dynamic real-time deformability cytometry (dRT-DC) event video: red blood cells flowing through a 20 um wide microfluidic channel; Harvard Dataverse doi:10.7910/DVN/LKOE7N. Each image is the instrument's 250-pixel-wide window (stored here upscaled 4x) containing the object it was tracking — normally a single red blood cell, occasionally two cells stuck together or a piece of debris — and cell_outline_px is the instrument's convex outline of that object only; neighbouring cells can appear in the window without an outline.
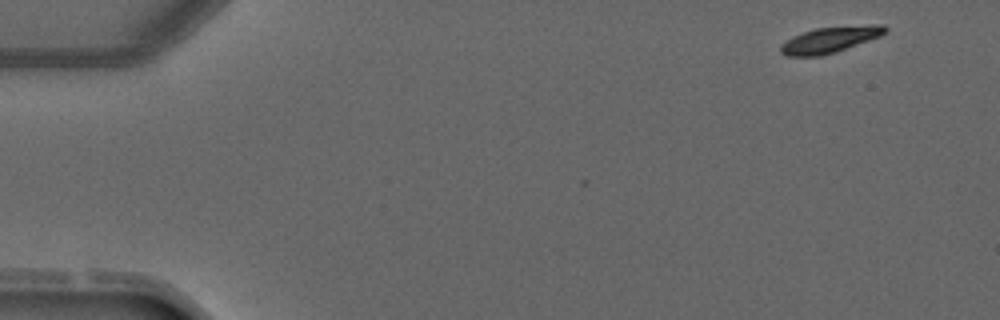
{"species": "common noctule bat (a hibernating species)", "species_latin": "Nyctalus noctula", "temperature_condition": "warm", "stored_images_in_passage": 5, "camera_frame_rate_fps": 3000, "um_per_image_px": 0.085, "animal": {"sex": "male", "forearm_length_mm": 52.5}, "frame": {"image": 1, "passage_image": 1, "time_ms": 0.0, "image_size_px": [1000, 320], "cell_outline_px": [[888, 32], [880, 36], [836, 52], [820, 56], [788, 56], [780, 52], [780, 44], [792, 36], [816, 28], [872, 24], [884, 24], [888, 28]], "centroid_in_image_um": [70.57, 3.37], "position_along_channel_um": 14.4, "area_um2": 15.9}}
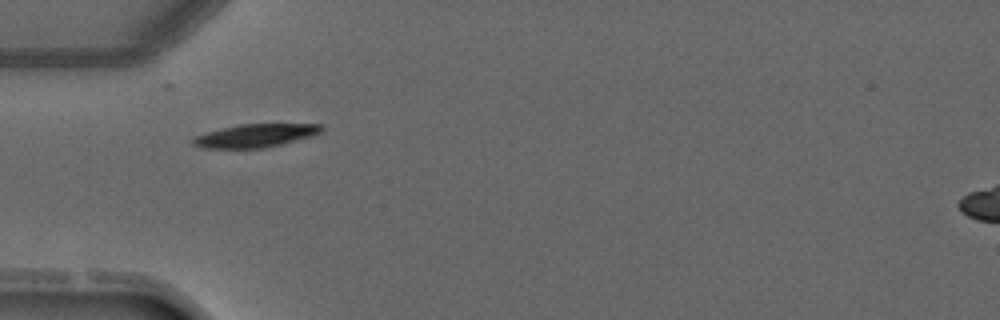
{"frame": {"image": 2, "passage_image": 4, "time_ms": 3.667, "image_size_px": [1000, 320], "cell_outline_px": [[324, 128], [316, 136], [264, 148], [204, 148], [192, 144], [192, 136], [220, 128], [240, 124], [324, 124]], "centroid_in_image_um": [21.73, 11.52], "position_along_channel_um": 63.3, "area_um2": 17.63}}
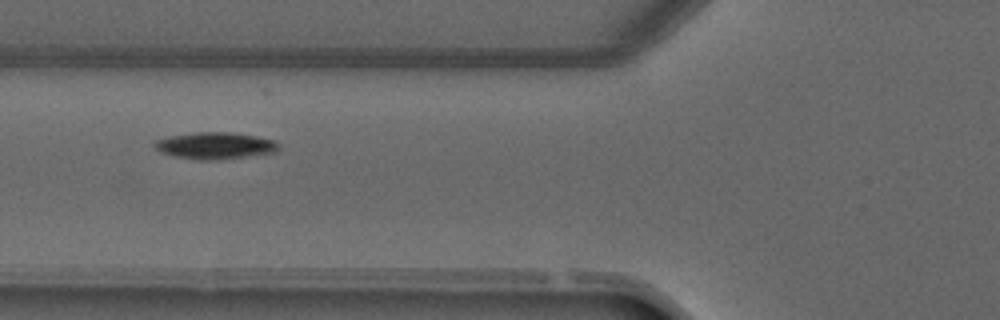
{"frame": {"image": 3, "passage_image": 5, "time_ms": 4.667, "image_size_px": [1000, 320], "cell_outline_px": [[280, 148], [276, 152], [216, 160], [196, 160], [172, 156], [160, 152], [152, 144], [156, 140], [172, 136], [196, 132], [232, 132], [256, 136], [276, 140], [280, 144]], "centroid_in_image_um": [18.3, 12.38], "position_along_channel_um": 107.5, "area_um2": 19.48}}